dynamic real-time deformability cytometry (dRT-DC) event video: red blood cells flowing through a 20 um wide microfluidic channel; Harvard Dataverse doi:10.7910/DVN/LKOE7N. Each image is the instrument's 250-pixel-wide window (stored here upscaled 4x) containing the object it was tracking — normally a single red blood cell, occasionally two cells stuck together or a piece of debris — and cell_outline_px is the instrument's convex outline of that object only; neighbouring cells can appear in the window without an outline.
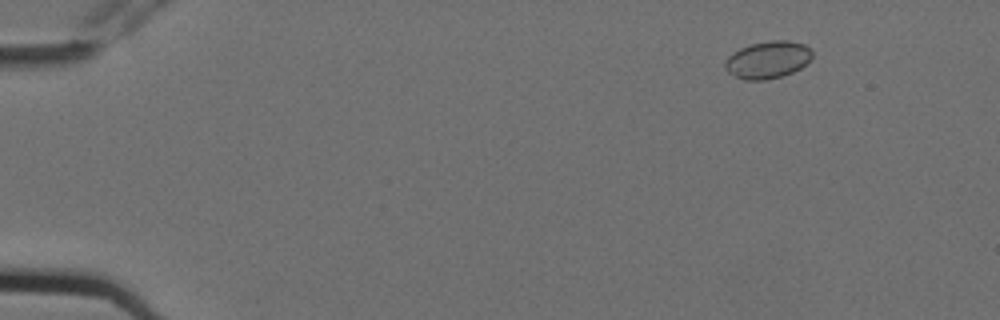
{"species": "Egyptian fruit bat (a non-hibernating species)", "species_latin": "Rousettus aegyptiacus", "temperature_condition": "cold", "stored_images_in_passage": 5, "camera_frame_rate_fps": 3000, "um_per_image_px": 0.085, "animal": {"sex": "female"}, "frame": {"image": 1, "passage_image": 3, "time_ms": 0.667, "image_size_px": [1000, 320], "cell_outline_px": [[812, 56], [800, 68], [792, 72], [780, 76], [764, 80], [744, 80], [728, 72], [724, 68], [724, 64], [728, 56], [732, 52], [740, 48], [752, 44], [768, 40], [788, 40], [804, 44], [812, 52]], "centroid_in_image_um": [65.22, 5.07], "position_along_channel_um": 19.8, "area_um2": 18.79}}